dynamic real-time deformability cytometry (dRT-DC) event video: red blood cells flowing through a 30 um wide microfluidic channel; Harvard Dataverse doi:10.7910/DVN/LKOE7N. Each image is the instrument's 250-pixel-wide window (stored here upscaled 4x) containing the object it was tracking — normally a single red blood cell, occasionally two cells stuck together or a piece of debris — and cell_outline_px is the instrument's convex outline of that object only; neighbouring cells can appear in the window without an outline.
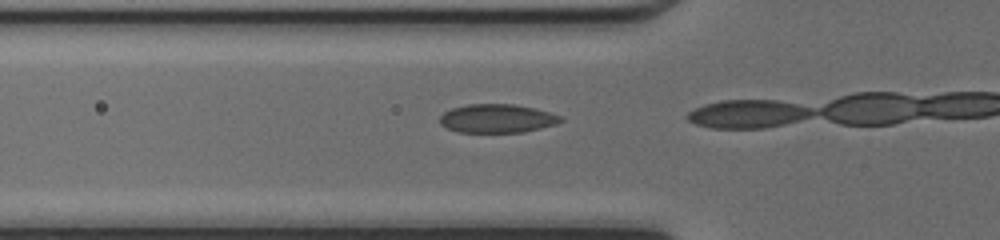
{"species": "common noctule bat (a hibernating species)", "species_latin": "Nyctalus noctula", "temperature_condition": "cold", "stored_images_in_passage": 14, "camera_frame_rate_fps": 3000, "um_per_image_px": 0.085, "animal": {"sex": "female", "body_mass_g": 17.0, "forearm_length_mm": 48.0}, "frame": {"image": 1, "passage_image": 13, "time_ms": 4.0, "image_size_px": [1000, 240], "cell_outline_px": [[564, 120], [556, 124], [524, 132], [456, 132], [440, 124], [440, 116], [444, 112], [452, 108], [468, 104], [512, 104], [532, 108], [548, 112], [560, 116]], "centroid_in_image_um": [42.23, 10.07], "position_along_channel_um": 83.6, "area_um2": 20.0}}